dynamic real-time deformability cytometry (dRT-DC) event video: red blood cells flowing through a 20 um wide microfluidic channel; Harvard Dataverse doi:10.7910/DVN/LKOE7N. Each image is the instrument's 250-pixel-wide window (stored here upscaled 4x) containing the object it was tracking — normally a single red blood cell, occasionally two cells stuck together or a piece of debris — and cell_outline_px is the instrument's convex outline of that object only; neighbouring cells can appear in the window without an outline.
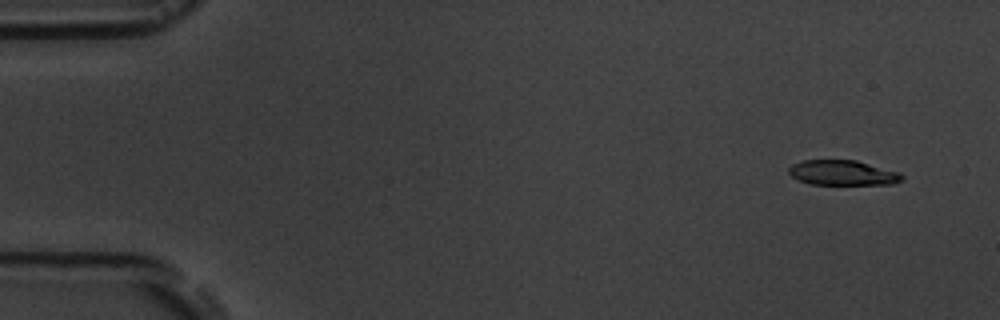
{"species": "common noctule bat (a hibernating species)", "species_latin": "Nyctalus noctula", "temperature_condition": "room temperature", "stored_images_in_passage": 4, "camera_frame_rate_fps": 3000, "um_per_image_px": 0.085, "animal": {"sex": "male", "body_mass_g": 19.5, "forearm_length_mm": 54.6}, "frame": {"image": 1, "passage_image": 1, "time_ms": 0.0, "image_size_px": [1000, 320], "cell_outline_px": [[904, 180], [892, 184], [812, 184], [800, 180], [792, 176], [788, 172], [788, 168], [792, 164], [804, 160], [856, 160], [900, 172], [904, 176]], "centroid_in_image_um": [71.66, 14.68], "position_along_channel_um": 13.3, "area_um2": 16.47}}
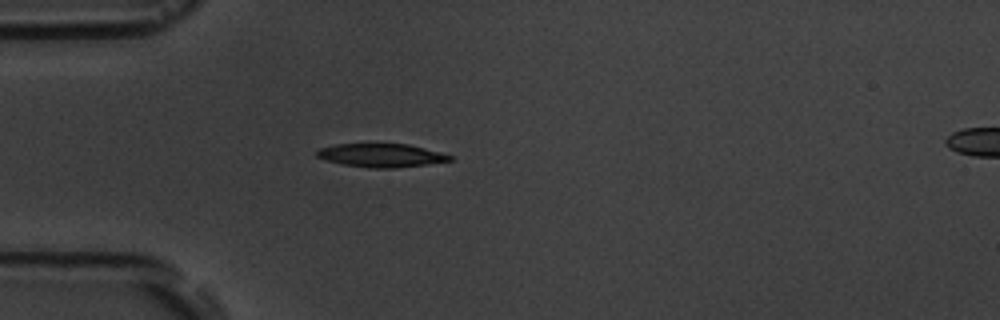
{"frame": {"image": 2, "passage_image": 4, "time_ms": 4.0, "image_size_px": [1000, 320], "cell_outline_px": [[452, 160], [428, 164], [396, 168], [368, 168], [344, 164], [328, 160], [316, 156], [316, 152], [320, 148], [336, 144], [408, 144], [440, 152], [452, 156]], "centroid_in_image_um": [32.42, 13.21], "position_along_channel_um": 52.6, "area_um2": 17.98}}